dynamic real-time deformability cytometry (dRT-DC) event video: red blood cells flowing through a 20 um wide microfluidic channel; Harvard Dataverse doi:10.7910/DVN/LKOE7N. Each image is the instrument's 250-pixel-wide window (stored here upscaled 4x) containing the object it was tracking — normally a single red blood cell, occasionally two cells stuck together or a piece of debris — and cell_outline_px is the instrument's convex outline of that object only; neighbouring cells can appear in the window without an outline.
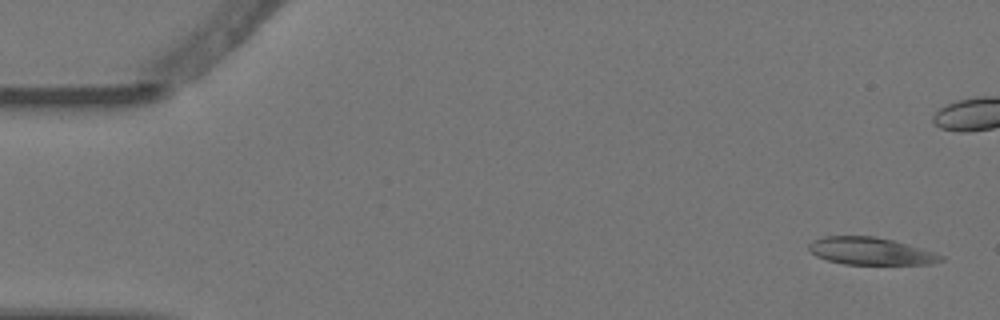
{"species": "Egyptian fruit bat (a non-hibernating species)", "species_latin": "Rousettus aegyptiacus", "temperature_condition": "warm", "stored_images_in_passage": 10, "camera_frame_rate_fps": 3000, "um_per_image_px": 0.085, "animal": {"sex": "female"}, "frame": {"image": 1, "passage_image": 1, "time_ms": 0.0, "image_size_px": [1000, 320], "cell_outline_px": [[944, 260], [932, 264], [844, 264], [828, 260], [816, 256], [808, 248], [808, 244], [812, 240], [824, 236], [876, 236], [892, 240], [932, 252], [944, 256]], "centroid_in_image_um": [73.97, 21.34], "position_along_channel_um": 11.0, "area_um2": 20.87}}
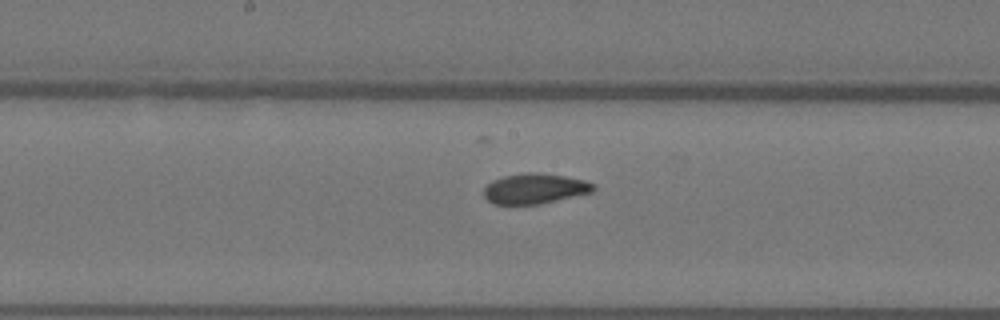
{"frame": {"image": 2, "passage_image": 9, "time_ms": 2.667, "image_size_px": [1000, 320], "cell_outline_px": [[596, 188], [592, 192], [540, 204], [492, 204], [484, 196], [484, 188], [492, 180], [504, 176], [528, 172], [536, 172], [564, 176], [584, 180], [592, 184]], "centroid_in_image_um": [45.43, 16.03], "position_along_channel_um": 202.8, "area_um2": 19.19}}
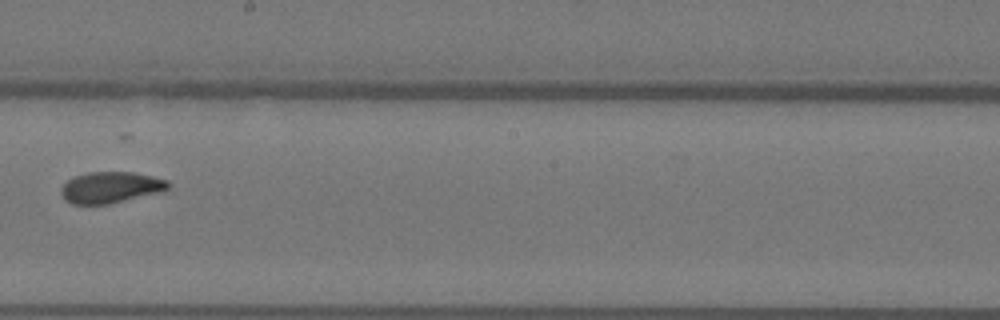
{"frame": {"image": 3, "passage_image": 10, "time_ms": 3.0, "image_size_px": [1000, 320], "cell_outline_px": [[172, 184], [164, 192], [108, 204], [72, 204], [64, 200], [60, 192], [60, 188], [68, 180], [76, 176], [88, 172], [132, 172], [152, 176], [168, 180]], "centroid_in_image_um": [9.43, 15.93], "position_along_channel_um": 238.8, "area_um2": 19.71}}